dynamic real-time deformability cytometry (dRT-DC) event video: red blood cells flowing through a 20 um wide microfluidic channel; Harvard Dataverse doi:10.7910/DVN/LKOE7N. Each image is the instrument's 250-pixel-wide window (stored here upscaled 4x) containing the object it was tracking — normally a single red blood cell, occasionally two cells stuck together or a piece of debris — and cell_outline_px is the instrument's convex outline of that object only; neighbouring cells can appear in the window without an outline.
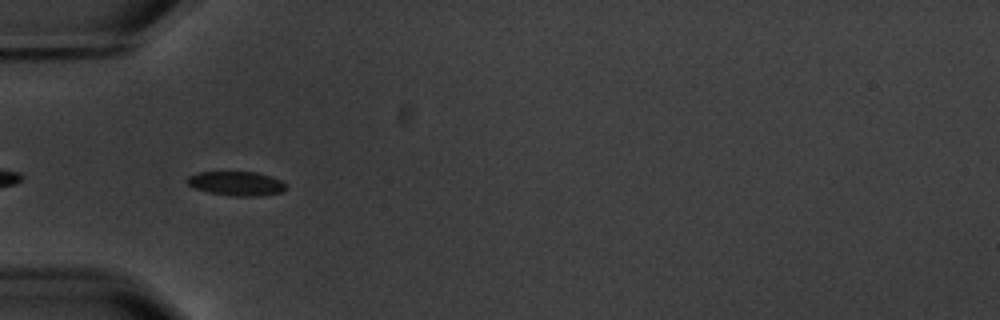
{"species": "common noctule bat (a hibernating species)", "species_latin": "Nyctalus noctula", "temperature_condition": "warm", "stored_images_in_passage": 6, "camera_frame_rate_fps": 3000, "um_per_image_px": 0.085, "animal": {"sex": "male", "body_mass_g": 20.1, "forearm_length_mm": 53.5}, "frame": {"image": 1, "passage_image": 6, "time_ms": 6.0, "image_size_px": [1000, 320], "cell_outline_px": [[288, 188], [284, 192], [260, 196], [232, 196], [208, 192], [192, 188], [188, 184], [188, 176], [196, 172], [256, 172], [272, 176], [280, 180]], "centroid_in_image_um": [20.11, 15.6], "position_along_channel_um": 64.9, "area_um2": 14.1}}